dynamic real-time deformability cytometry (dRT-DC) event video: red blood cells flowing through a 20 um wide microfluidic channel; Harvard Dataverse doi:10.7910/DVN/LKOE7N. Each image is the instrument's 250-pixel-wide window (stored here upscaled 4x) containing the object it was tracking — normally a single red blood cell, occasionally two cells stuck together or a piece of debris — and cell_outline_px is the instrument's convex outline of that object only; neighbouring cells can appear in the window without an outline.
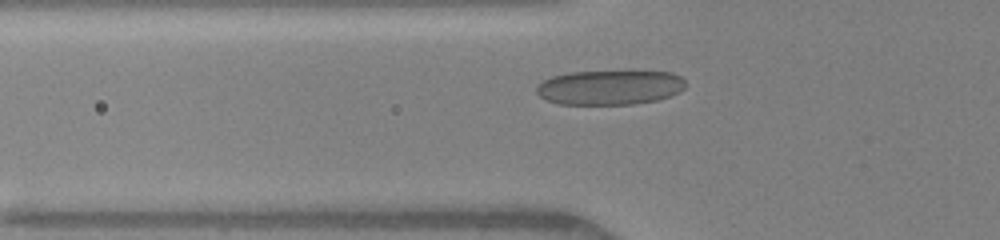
{"species": "human", "species_latin": "Homo sapiens", "temperature_condition": "warm", "stored_images_in_passage": 39, "camera_frame_rate_fps": 3000, "um_per_image_px": 0.085, "donor": {"sex": "female"}, "frame": {"image": 1, "passage_image": 7, "time_ms": 2.0, "image_size_px": [1000, 240], "cell_outline_px": [[684, 88], [680, 92], [672, 96], [656, 100], [632, 104], [560, 104], [544, 100], [536, 92], [536, 84], [552, 76], [568, 72], [672, 72], [680, 76], [684, 80]], "centroid_in_image_um": [51.8, 7.44], "position_along_channel_um": 74.0, "area_um2": 30.06}}
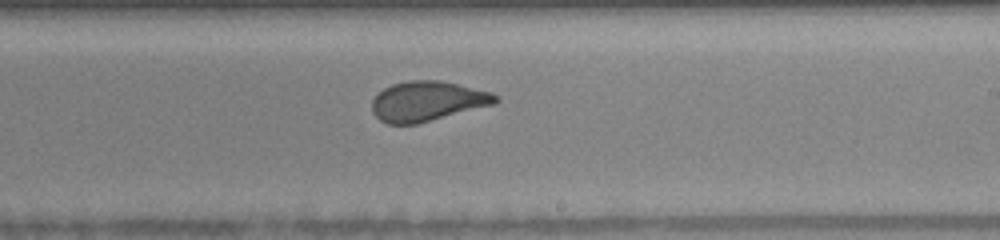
{"frame": {"image": 2, "passage_image": 20, "time_ms": 6.333, "image_size_px": [1000, 240], "cell_outline_px": [[500, 100], [496, 104], [416, 124], [388, 124], [380, 120], [372, 112], [372, 100], [384, 88], [392, 84], [408, 80], [440, 80], [492, 92], [500, 96]], "centroid_in_image_um": [36.36, 8.6], "position_along_channel_um": 252.6, "area_um2": 28.84}}
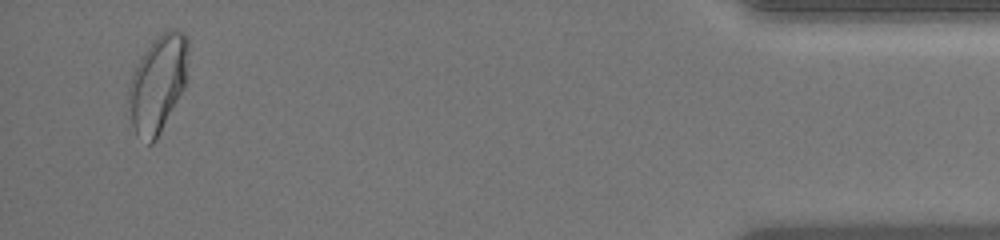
{"frame": {"image": 3, "passage_image": 37, "time_ms": 12.0, "image_size_px": [1000, 240], "cell_outline_px": [[188, 52], [184, 88], [156, 140], [152, 144], [148, 144], [136, 132], [132, 124], [128, 100], [128, 84], [132, 72], [140, 56], [160, 32], [168, 28], [176, 28], [184, 32], [188, 36]], "centroid_in_image_um": [13.41, 7.04], "position_along_channel_um": 421.8, "area_um2": 33.87}, "authors_computed_cell_mechanics": {"area_um2": 29.5936, "velocity_mm_per_s": 4.1168, "shape_relaxation_time_tau1_ms": 5.6552, "shape_relaxation_time_tau2_ms": null, "deformation_change_tau1": 0.1804, "deformation_change_tau2": null}}